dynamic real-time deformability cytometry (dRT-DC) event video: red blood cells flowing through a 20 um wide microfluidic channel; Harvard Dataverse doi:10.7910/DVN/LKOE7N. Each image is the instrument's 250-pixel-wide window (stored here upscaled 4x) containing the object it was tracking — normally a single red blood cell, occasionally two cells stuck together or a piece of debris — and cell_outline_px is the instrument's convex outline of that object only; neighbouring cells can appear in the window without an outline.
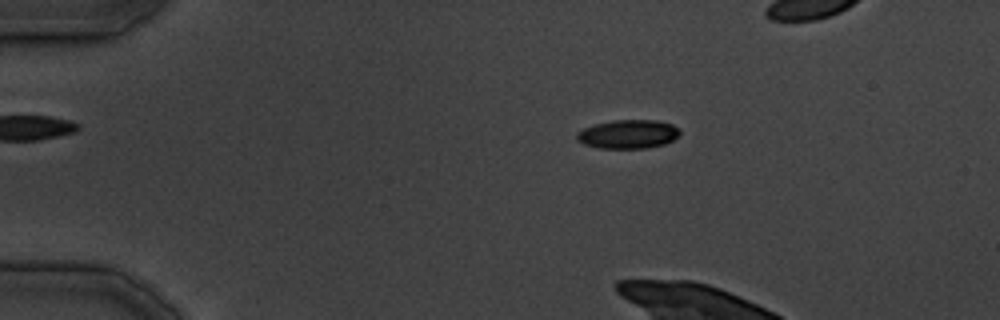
{"species": "common noctule bat (a hibernating species)", "species_latin": "Nyctalus noctula", "temperature_condition": "cold", "stored_images_in_passage": 7, "camera_frame_rate_fps": 3000, "um_per_image_px": 0.085, "animal": {"sex": "male", "body_mass_g": 19.5, "forearm_length_mm": 54.6}, "frame": {"image": 1, "passage_image": 4, "time_ms": 3.333, "image_size_px": [1000, 320], "cell_outline_px": [[680, 136], [664, 144], [648, 148], [600, 148], [584, 144], [576, 140], [576, 132], [584, 128], [596, 124], [612, 120], [656, 120], [672, 124], [680, 128]], "centroid_in_image_um": [53.41, 11.4], "position_along_channel_um": 31.6, "area_um2": 17.4}}